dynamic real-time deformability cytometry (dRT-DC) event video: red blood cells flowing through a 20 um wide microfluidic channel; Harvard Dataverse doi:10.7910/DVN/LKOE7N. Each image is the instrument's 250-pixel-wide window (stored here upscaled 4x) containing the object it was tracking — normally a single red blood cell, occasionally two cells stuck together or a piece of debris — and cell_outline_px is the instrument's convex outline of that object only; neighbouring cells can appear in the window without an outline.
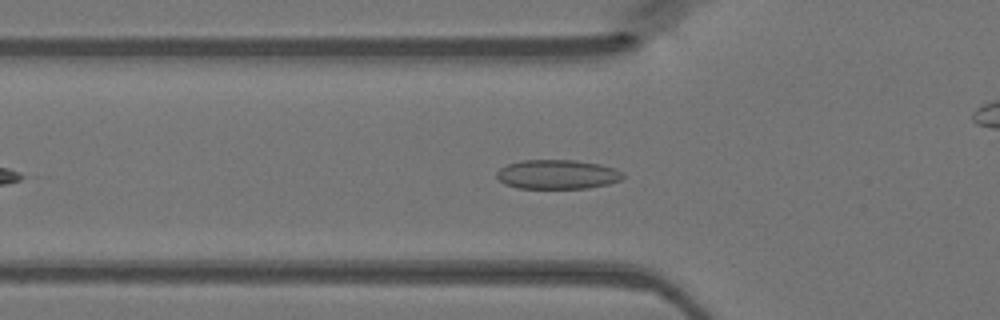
{"species": "Egyptian fruit bat (a non-hibernating species)", "species_latin": "Rousettus aegyptiacus", "temperature_condition": "warm", "stored_images_in_passage": 18, "camera_frame_rate_fps": 3000, "um_per_image_px": 0.085, "animal": {"sex": "female"}, "frame": {"image": 1, "passage_image": 9, "time_ms": 2.667, "image_size_px": [1000, 320], "cell_outline_px": [[624, 176], [620, 180], [608, 184], [588, 188], [516, 188], [504, 184], [496, 176], [496, 172], [500, 168], [508, 164], [524, 160], [576, 160], [600, 164], [616, 168], [624, 172]], "centroid_in_image_um": [47.39, 14.82], "position_along_channel_um": 78.4, "area_um2": 21.68}}
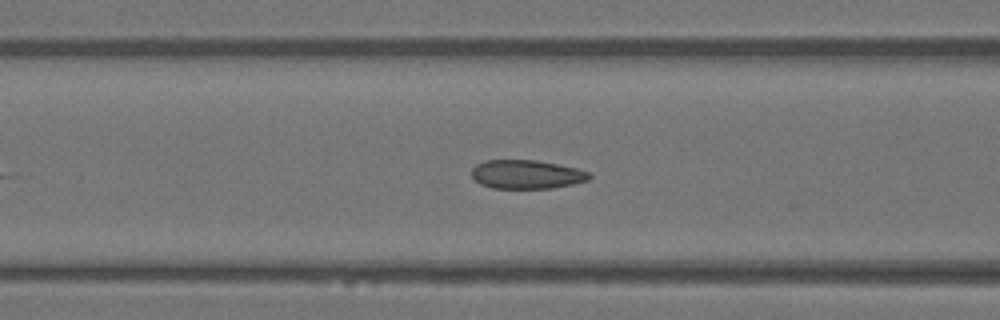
{"frame": {"image": 2, "passage_image": 12, "time_ms": 3.667, "image_size_px": [1000, 320], "cell_outline_px": [[592, 176], [588, 180], [572, 184], [552, 188], [492, 188], [480, 184], [472, 176], [472, 168], [476, 164], [484, 160], [536, 160], [576, 168], [588, 172]], "centroid_in_image_um": [44.73, 14.82], "position_along_channel_um": 121.9, "area_um2": 19.65}}
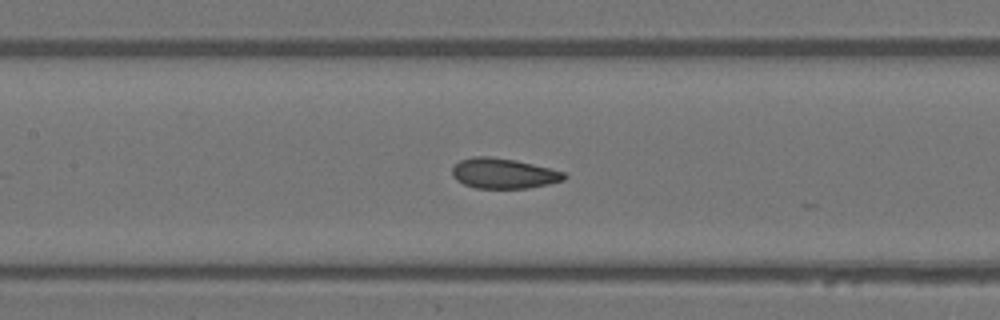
{"frame": {"image": 3, "passage_image": 15, "time_ms": 4.667, "image_size_px": [1000, 320], "cell_outline_px": [[568, 176], [564, 180], [548, 184], [528, 188], [476, 188], [464, 184], [456, 180], [452, 176], [452, 168], [460, 160], [472, 156], [488, 156], [516, 160], [564, 172]], "centroid_in_image_um": [42.78, 14.74], "position_along_channel_um": 164.6, "area_um2": 19.71}}